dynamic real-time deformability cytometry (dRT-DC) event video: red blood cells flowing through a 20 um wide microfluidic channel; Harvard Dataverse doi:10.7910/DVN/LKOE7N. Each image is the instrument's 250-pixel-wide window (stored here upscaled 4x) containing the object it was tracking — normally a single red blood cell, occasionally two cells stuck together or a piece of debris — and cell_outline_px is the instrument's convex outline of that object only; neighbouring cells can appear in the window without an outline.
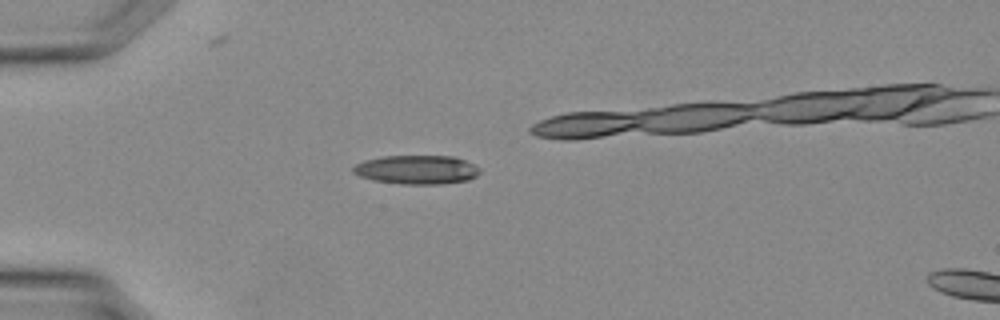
{"species": "Egyptian fruit bat (a non-hibernating species)", "species_latin": "Rousettus aegyptiacus", "temperature_condition": "warm", "stored_images_in_passage": 20, "camera_frame_rate_fps": 3000, "um_per_image_px": 0.085, "animal": {"sex": "female"}, "frame": {"image": 1, "passage_image": 1, "time_ms": 0.0, "image_size_px": [1000, 320], "cell_outline_px": [[480, 172], [476, 176], [468, 180], [440, 184], [400, 184], [372, 180], [360, 176], [352, 172], [352, 168], [356, 164], [364, 160], [384, 156], [452, 156], [464, 160], [480, 168]], "centroid_in_image_um": [35.4, 14.42], "position_along_channel_um": 49.6, "area_um2": 21.33}}
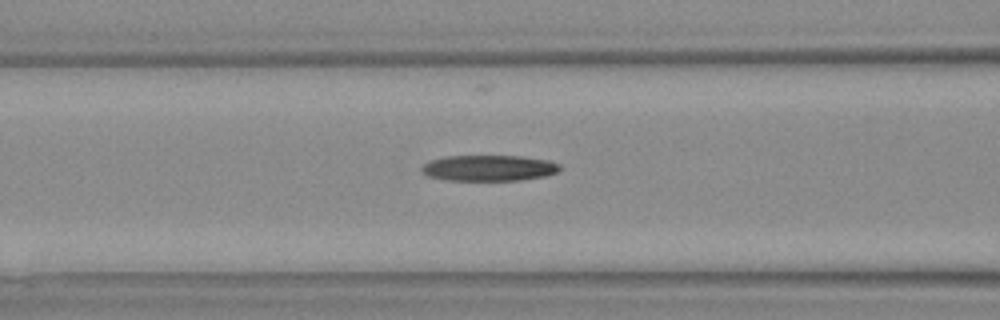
{"frame": {"image": 2, "passage_image": 6, "time_ms": 1.667, "image_size_px": [1000, 320], "cell_outline_px": [[560, 168], [556, 172], [544, 176], [520, 180], [444, 180], [428, 176], [420, 172], [420, 168], [424, 164], [432, 160], [444, 156], [520, 156], [548, 160], [560, 164]], "centroid_in_image_um": [41.51, 14.28], "position_along_channel_um": 125.1, "area_um2": 20.81}}